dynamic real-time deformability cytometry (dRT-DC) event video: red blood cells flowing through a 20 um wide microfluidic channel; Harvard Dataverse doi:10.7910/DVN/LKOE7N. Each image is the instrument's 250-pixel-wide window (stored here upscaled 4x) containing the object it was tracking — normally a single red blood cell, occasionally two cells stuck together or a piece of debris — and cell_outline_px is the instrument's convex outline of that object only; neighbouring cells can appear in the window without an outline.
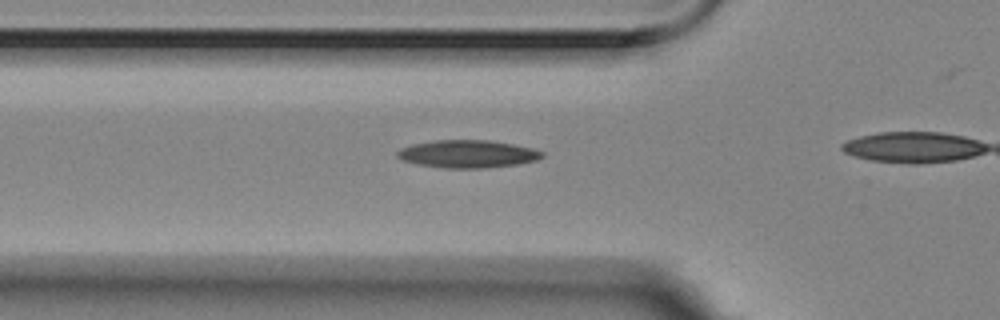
{"species": "Egyptian fruit bat (a non-hibernating species)", "species_latin": "Rousettus aegyptiacus", "temperature_condition": "room temperature", "stored_images_in_passage": 17, "camera_frame_rate_fps": 3000, "um_per_image_px": 0.085, "animal": {"sex": "female"}, "frame": {"image": 1, "passage_image": 12, "time_ms": 3.667, "image_size_px": [1000, 320], "cell_outline_px": [[544, 156], [536, 160], [520, 164], [484, 168], [444, 168], [420, 164], [404, 160], [396, 156], [396, 152], [400, 148], [412, 144], [432, 140], [488, 140], [512, 144], [532, 148], [544, 152]], "centroid_in_image_um": [39.76, 13.08], "position_along_channel_um": 86.0, "area_um2": 23.35}}
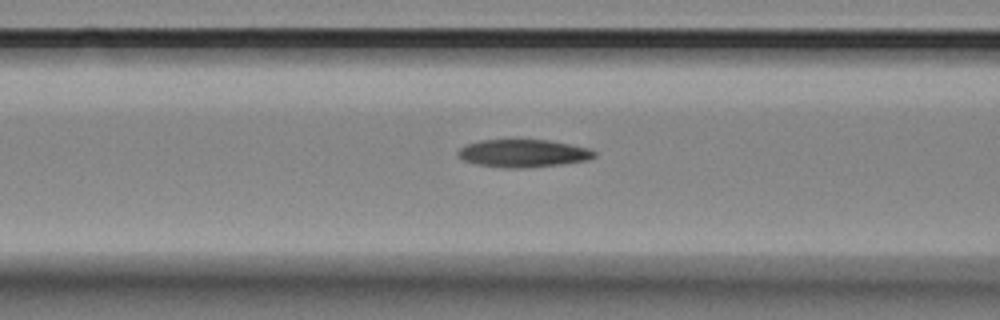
{"frame": {"image": 2, "passage_image": 15, "time_ms": 4.667, "image_size_px": [1000, 320], "cell_outline_px": [[596, 156], [588, 160], [560, 164], [524, 168], [504, 168], [476, 164], [464, 160], [456, 152], [460, 148], [468, 144], [480, 140], [548, 140], [588, 148], [596, 152]], "centroid_in_image_um": [44.47, 13.03], "position_along_channel_um": 122.1, "area_um2": 21.85}}